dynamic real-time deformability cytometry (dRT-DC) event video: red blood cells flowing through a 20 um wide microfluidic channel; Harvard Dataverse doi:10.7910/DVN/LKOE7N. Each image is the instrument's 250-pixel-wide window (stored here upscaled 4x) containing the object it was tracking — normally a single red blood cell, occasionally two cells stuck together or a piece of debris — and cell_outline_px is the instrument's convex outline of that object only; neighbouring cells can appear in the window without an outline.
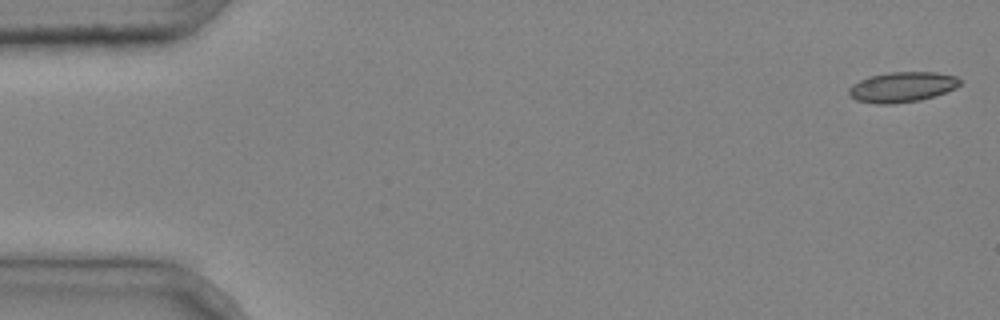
{"species": "common noctule bat (a hibernating species)", "species_latin": "Nyctalus noctula", "temperature_condition": "cold", "stored_images_in_passage": 5, "camera_frame_rate_fps": 3000, "um_per_image_px": 0.085, "animal": {"sex": "male", "body_mass_g": 20.4}, "frame": {"image": 1, "passage_image": 1, "time_ms": 0.0, "image_size_px": [1000, 320], "cell_outline_px": [[960, 84], [956, 88], [920, 100], [892, 104], [876, 104], [856, 100], [848, 92], [848, 88], [852, 84], [868, 76], [888, 72], [936, 72], [956, 76], [960, 80]], "centroid_in_image_um": [76.65, 7.39], "position_along_channel_um": 8.3, "area_um2": 19.54}}
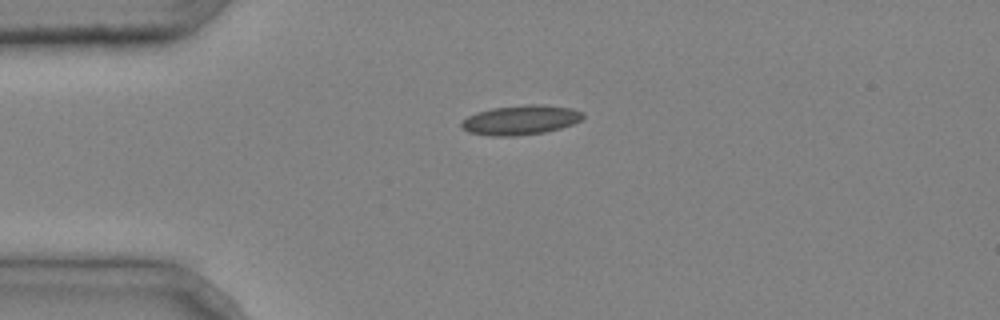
{"frame": {"image": 2, "passage_image": 4, "time_ms": 1.0, "image_size_px": [1000, 320], "cell_outline_px": [[584, 116], [580, 120], [572, 124], [560, 128], [544, 132], [516, 136], [488, 136], [468, 132], [460, 128], [460, 124], [468, 116], [476, 112], [492, 108], [524, 104], [544, 104], [572, 108], [584, 112]], "centroid_in_image_um": [44.24, 10.19], "position_along_channel_um": 40.8, "area_um2": 21.15}}
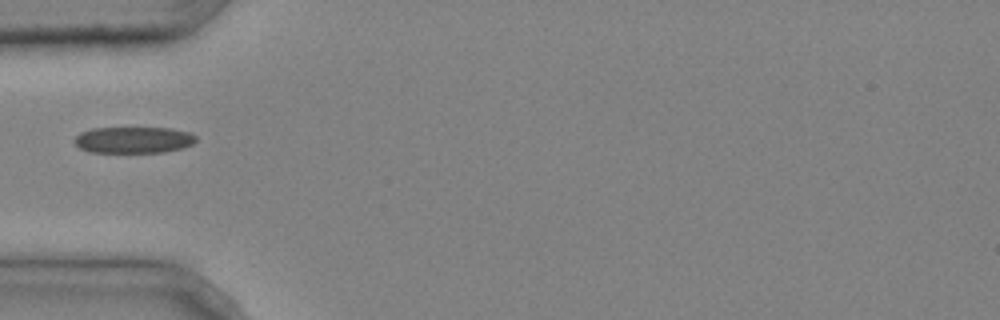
{"frame": {"image": 3, "passage_image": 5, "time_ms": 1.333, "image_size_px": [1000, 320], "cell_outline_px": [[196, 140], [192, 144], [180, 148], [164, 152], [88, 152], [80, 148], [72, 140], [80, 132], [92, 128], [172, 128], [192, 132], [196, 136]], "centroid_in_image_um": [11.34, 11.88], "position_along_channel_um": 73.7, "area_um2": 18.79}}